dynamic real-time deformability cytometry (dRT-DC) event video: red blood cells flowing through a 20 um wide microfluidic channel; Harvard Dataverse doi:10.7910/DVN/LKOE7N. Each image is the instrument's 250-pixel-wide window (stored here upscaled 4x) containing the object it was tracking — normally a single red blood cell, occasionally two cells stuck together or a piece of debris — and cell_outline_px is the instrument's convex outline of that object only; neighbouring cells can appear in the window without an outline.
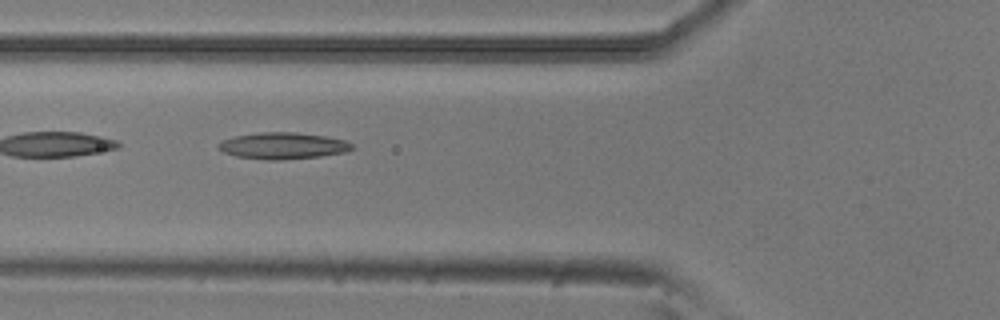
{"species": "common noctule bat (a hibernating species)", "species_latin": "Nyctalus noctula", "temperature_condition": "room temperature", "stored_images_in_passage": 6, "camera_frame_rate_fps": 3000, "um_per_image_px": 0.085, "animal": {"sex": "male", "body_mass_g": 20.5, "forearm_length_mm": 52.5}, "frame": {"image": 1, "passage_image": 5, "time_ms": 1.333, "image_size_px": [1000, 320], "cell_outline_px": [[356, 148], [344, 152], [320, 156], [280, 160], [268, 160], [236, 156], [224, 152], [216, 148], [216, 144], [224, 140], [236, 136], [260, 132], [296, 132], [324, 136], [344, 140], [352, 144]], "centroid_in_image_um": [24.04, 12.39], "position_along_channel_um": 101.8, "area_um2": 20.58}}